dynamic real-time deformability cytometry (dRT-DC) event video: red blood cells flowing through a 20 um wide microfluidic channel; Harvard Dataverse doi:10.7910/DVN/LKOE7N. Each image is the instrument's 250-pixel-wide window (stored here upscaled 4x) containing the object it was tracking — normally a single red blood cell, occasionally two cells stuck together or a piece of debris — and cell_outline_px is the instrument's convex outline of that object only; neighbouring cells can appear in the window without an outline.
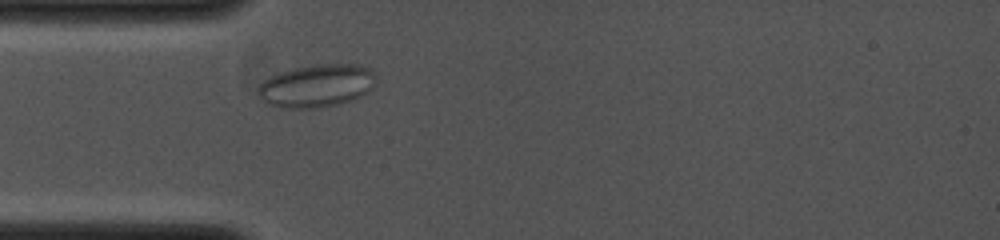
{"species": "common noctule bat (a hibernating species)", "species_latin": "Nyctalus noctula", "temperature_condition": "cold", "stored_images_in_passage": 4, "camera_frame_rate_fps": 4000, "um_per_image_px": 0.085, "animal": {"sex": "female", "body_mass_g": 19.0, "forearm_length_mm": 53.3}, "frame": {"image": 1, "passage_image": 4, "time_ms": 1.0, "image_size_px": [1000, 240], "cell_outline_px": [[376, 84], [372, 88], [360, 96], [352, 100], [340, 104], [316, 108], [284, 108], [268, 104], [256, 92], [256, 88], [264, 80], [280, 72], [292, 68], [316, 64], [356, 64], [372, 68], [376, 72]], "centroid_in_image_um": [26.95, 7.28], "position_along_channel_um": 58.0, "area_um2": 29.77}}